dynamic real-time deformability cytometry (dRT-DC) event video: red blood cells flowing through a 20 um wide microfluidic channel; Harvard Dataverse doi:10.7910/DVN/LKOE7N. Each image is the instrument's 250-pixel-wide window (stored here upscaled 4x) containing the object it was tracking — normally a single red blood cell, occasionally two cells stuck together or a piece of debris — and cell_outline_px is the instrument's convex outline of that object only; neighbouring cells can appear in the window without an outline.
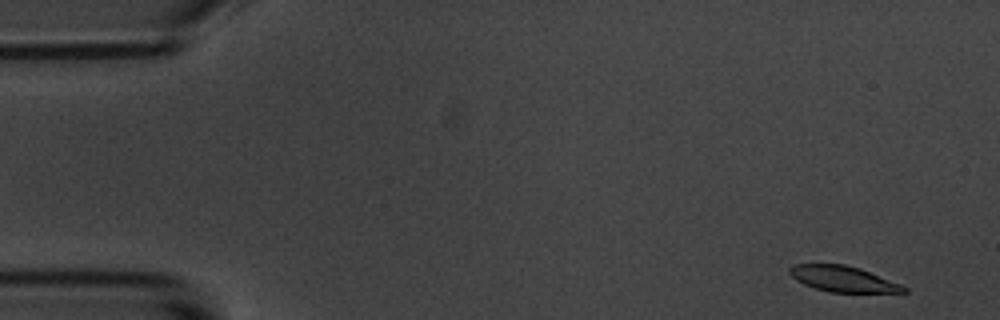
{"species": "common noctule bat (a hibernating species)", "species_latin": "Nyctalus noctula", "temperature_condition": "room temperature", "stored_images_in_passage": 55, "camera_frame_rate_fps": 3000, "um_per_image_px": 0.085, "animal": {"sex": "male", "body_mass_g": 20.1, "forearm_length_mm": 53.5}, "frame": {"image": 1, "passage_image": 2, "time_ms": 0.333, "image_size_px": [1000, 320], "cell_outline_px": [[908, 292], [828, 292], [804, 284], [796, 280], [788, 272], [788, 268], [796, 264], [844, 264], [860, 268], [900, 284], [908, 288]], "centroid_in_image_um": [71.64, 23.7], "position_along_channel_um": 13.4, "area_um2": 16.99}}
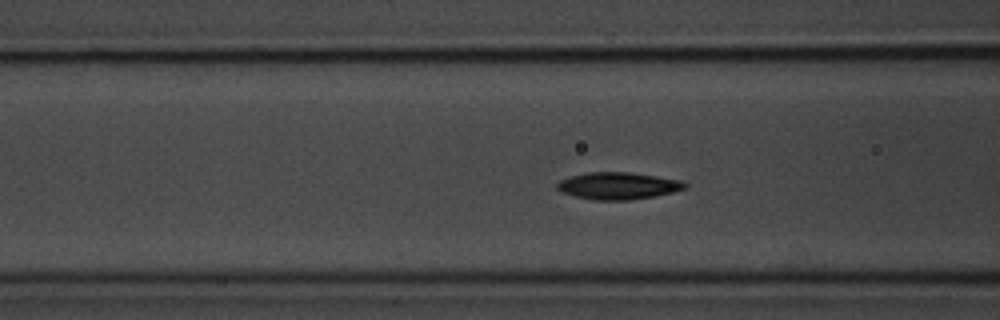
{"frame": {"image": 2, "passage_image": 20, "time_ms": 6.333, "image_size_px": [1000, 320], "cell_outline_px": [[688, 188], [656, 196], [628, 200], [592, 200], [560, 192], [556, 188], [556, 184], [560, 180], [568, 176], [588, 172], [632, 172], [680, 180], [688, 184]], "centroid_in_image_um": [52.52, 15.79], "position_along_channel_um": 114.1, "area_um2": 20.35}}
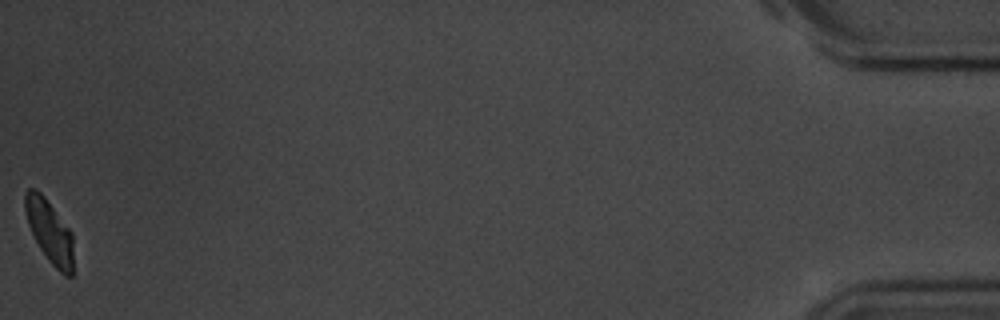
{"frame": {"image": 3, "passage_image": 55, "time_ms": 18.0, "image_size_px": [1000, 320], "cell_outline_px": [[76, 272], [72, 276], [64, 276], [48, 260], [40, 248], [28, 224], [24, 212], [24, 192], [28, 188], [36, 188], [44, 196], [72, 232]], "centroid_in_image_um": [4.26, 19.71], "position_along_channel_um": 430.9, "area_um2": 18.26}, "authors_computed_cell_mechanics": {"area_um2": 19.1896, "velocity_mm_per_s": 3.5612, "shape_relaxation_time_tau1_ms": 2.8935, "shape_relaxation_time_tau2_ms": 3.7733, "deformation_change_tau1": 0.1435, "deformation_change_tau2": 0.0576}}